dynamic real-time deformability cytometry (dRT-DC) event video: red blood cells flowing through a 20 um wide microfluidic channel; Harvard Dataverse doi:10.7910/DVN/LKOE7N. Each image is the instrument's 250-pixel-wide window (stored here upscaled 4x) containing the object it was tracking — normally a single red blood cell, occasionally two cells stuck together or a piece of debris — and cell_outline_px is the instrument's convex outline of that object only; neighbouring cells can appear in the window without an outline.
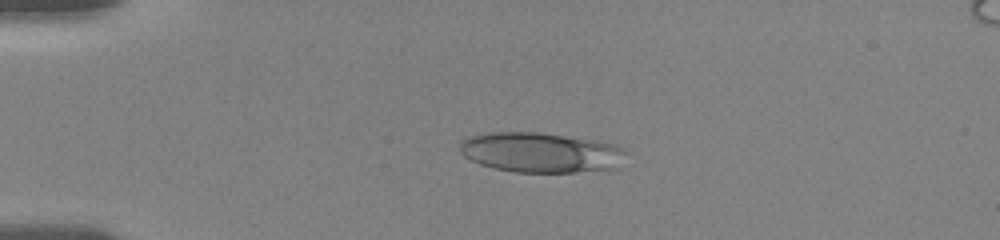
{"species": "human", "species_latin": "Homo sapiens", "temperature_condition": "room temperature", "stored_images_in_passage": 8, "camera_frame_rate_fps": 3000, "um_per_image_px": 0.085, "donor": {"sex": "female"}, "frame": {"image": 1, "passage_image": 5, "time_ms": 1.667, "image_size_px": [1000, 240], "cell_outline_px": [[624, 152], [612, 168], [576, 172], [516, 172], [496, 168], [480, 164], [464, 156], [460, 152], [460, 144], [468, 136], [488, 132], [536, 132], [592, 140], [616, 144]], "centroid_in_image_um": [45.85, 12.95], "position_along_channel_um": 39.1, "area_um2": 37.92}}